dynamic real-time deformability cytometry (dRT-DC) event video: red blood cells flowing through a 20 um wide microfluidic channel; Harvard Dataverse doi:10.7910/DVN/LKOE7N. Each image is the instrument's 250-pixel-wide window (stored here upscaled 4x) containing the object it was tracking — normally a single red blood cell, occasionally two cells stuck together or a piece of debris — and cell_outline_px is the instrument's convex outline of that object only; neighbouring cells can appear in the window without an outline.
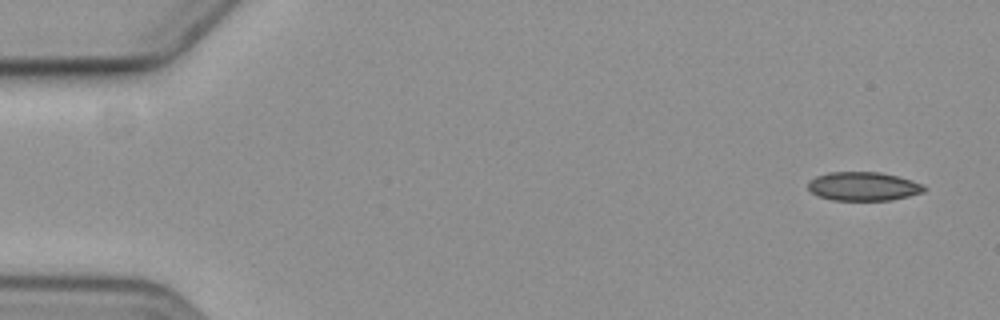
{"species": "common noctule bat (a hibernating species)", "species_latin": "Nyctalus noctula", "temperature_condition": "cold", "stored_images_in_passage": 5, "segment_of_instrument_passage": [1, 2], "camera_frame_rate_fps": 3000, "um_per_image_px": 0.085, "animal": {"sex": "female", "body_mass_g": 19.3, "forearm_length_mm": 54.1}, "frame": {"image": 1, "passage_image": 1, "time_ms": 0.0, "image_size_px": [1000, 320], "cell_outline_px": [[924, 192], [892, 200], [832, 200], [820, 196], [812, 192], [808, 188], [808, 180], [816, 176], [828, 172], [880, 172], [912, 180], [924, 184]], "centroid_in_image_um": [73.37, 15.83], "position_along_channel_um": 11.6, "area_um2": 19.42}}
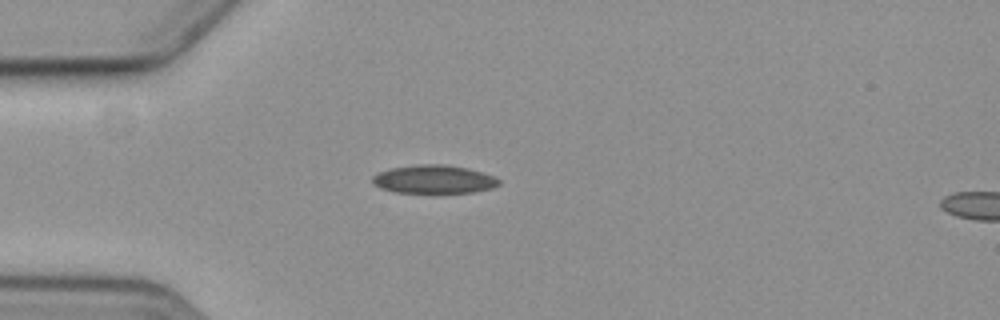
{"frame": {"image": 2, "passage_image": 4, "time_ms": 4.333, "image_size_px": [1000, 320], "cell_outline_px": [[500, 184], [492, 188], [472, 192], [396, 192], [380, 188], [372, 184], [372, 176], [380, 172], [392, 168], [416, 164], [444, 164], [468, 168], [492, 176], [500, 180]], "centroid_in_image_um": [36.86, 15.23], "position_along_channel_um": 48.1, "area_um2": 20.69}}